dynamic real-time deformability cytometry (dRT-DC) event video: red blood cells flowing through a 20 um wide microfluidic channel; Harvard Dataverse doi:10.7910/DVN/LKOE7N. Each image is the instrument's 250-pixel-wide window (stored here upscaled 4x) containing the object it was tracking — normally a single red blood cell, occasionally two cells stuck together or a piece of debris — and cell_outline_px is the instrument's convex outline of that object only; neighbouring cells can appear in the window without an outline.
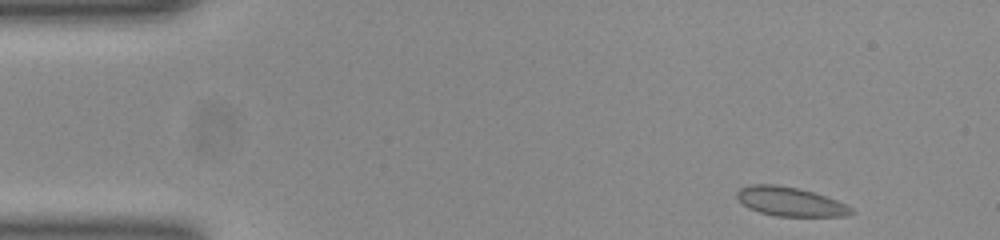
{"species": "common noctule bat (a hibernating species)", "species_latin": "Nyctalus noctula", "temperature_condition": "room temperature", "stored_images_in_passage": 48, "camera_frame_rate_fps": 3000, "um_per_image_px": 0.085, "animal": {"sex": "female", "body_mass_g": 23.0, "forearm_length_mm": 53.4}, "frame": {"image": 1, "passage_image": 1, "time_ms": 0.0, "image_size_px": [1000, 240], "cell_outline_px": [[856, 212], [844, 216], [776, 216], [760, 212], [748, 208], [736, 196], [736, 192], [740, 188], [752, 184], [776, 184], [796, 188], [812, 192], [836, 200], [852, 208]], "centroid_in_image_um": [67.15, 17.14], "position_along_channel_um": 17.9, "area_um2": 19.13}}
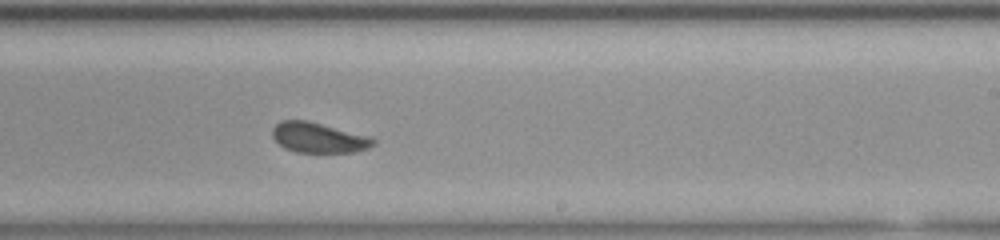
{"frame": {"image": 2, "passage_image": 27, "time_ms": 8.667, "image_size_px": [1000, 240], "cell_outline_px": [[376, 144], [368, 148], [356, 152], [296, 152], [284, 148], [272, 136], [272, 128], [280, 120], [308, 120], [368, 136], [376, 140]], "centroid_in_image_um": [27.07, 11.7], "position_along_channel_um": 261.9, "area_um2": 17.74}}
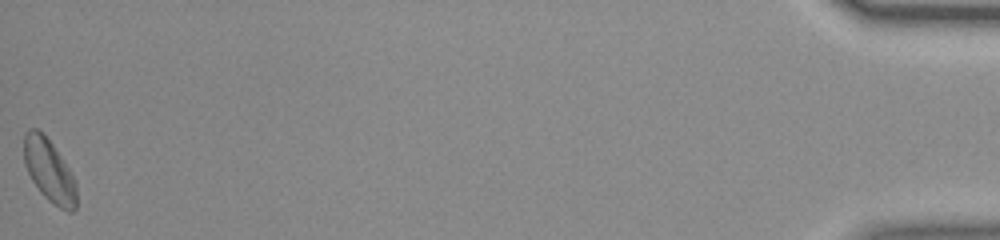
{"frame": {"image": 3, "passage_image": 48, "time_ms": 15.667, "image_size_px": [1000, 240], "cell_outline_px": [[76, 208], [72, 212], [68, 212], [60, 208], [48, 200], [40, 192], [32, 180], [24, 164], [24, 132], [28, 128], [36, 128], [44, 132], [76, 180]], "centroid_in_image_um": [4.17, 14.49], "position_along_channel_um": 431.0, "area_um2": 19.31}, "authors_computed_cell_mechanics": {"area_um2": 18.3226, "velocity_mm_per_s": 3.8877, "shape_relaxation_time_tau1_ms": 2.7907, "shape_relaxation_time_tau2_ms": null, "deformation_change_tau1": 0.0752, "deformation_change_tau2": null}}